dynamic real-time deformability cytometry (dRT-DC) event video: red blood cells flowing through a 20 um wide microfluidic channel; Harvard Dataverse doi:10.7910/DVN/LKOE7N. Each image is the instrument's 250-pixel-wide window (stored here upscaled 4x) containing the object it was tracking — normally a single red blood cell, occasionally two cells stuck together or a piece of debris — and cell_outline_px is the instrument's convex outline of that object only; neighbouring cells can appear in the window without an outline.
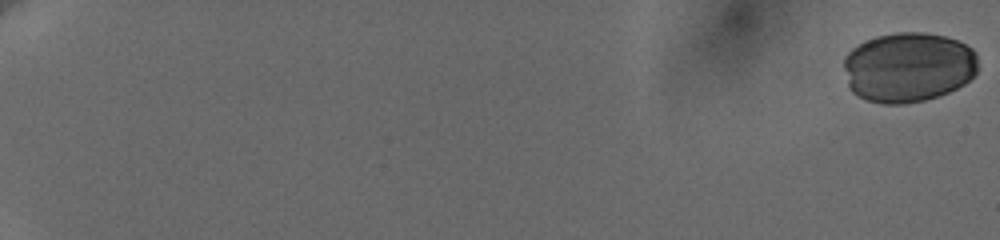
{"species": "human", "species_latin": "Homo sapiens", "temperature_condition": "cold", "stored_images_in_passage": 22, "camera_frame_rate_fps": 3000, "um_per_image_px": 0.085, "donor": {"sex": "female"}, "frame": {"image": 1, "passage_image": 1, "time_ms": 0.0, "image_size_px": [1000, 240], "cell_outline_px": [[976, 72], [964, 84], [948, 92], [924, 100], [904, 104], [884, 104], [868, 100], [852, 92], [848, 84], [844, 68], [844, 56], [852, 48], [876, 36], [896, 32], [924, 32], [944, 36], [956, 40], [972, 48], [976, 52]], "centroid_in_image_um": [77.19, 5.7], "position_along_channel_um": 7.8, "area_um2": 54.56}}
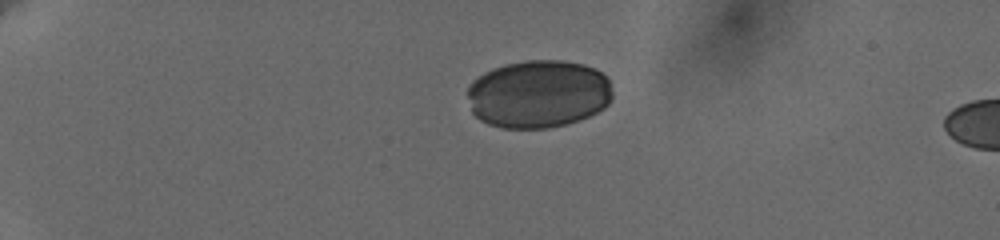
{"frame": {"image": 2, "passage_image": 17, "time_ms": 5.333, "image_size_px": [1000, 240], "cell_outline_px": [[612, 96], [608, 104], [604, 108], [588, 116], [564, 124], [548, 128], [500, 128], [488, 124], [480, 120], [472, 112], [468, 96], [468, 88], [472, 80], [484, 72], [492, 68], [504, 64], [524, 60], [560, 60], [584, 64], [596, 68], [608, 80], [612, 92]], "centroid_in_image_um": [45.74, 7.98], "position_along_channel_um": 39.3, "area_um2": 57.63}}